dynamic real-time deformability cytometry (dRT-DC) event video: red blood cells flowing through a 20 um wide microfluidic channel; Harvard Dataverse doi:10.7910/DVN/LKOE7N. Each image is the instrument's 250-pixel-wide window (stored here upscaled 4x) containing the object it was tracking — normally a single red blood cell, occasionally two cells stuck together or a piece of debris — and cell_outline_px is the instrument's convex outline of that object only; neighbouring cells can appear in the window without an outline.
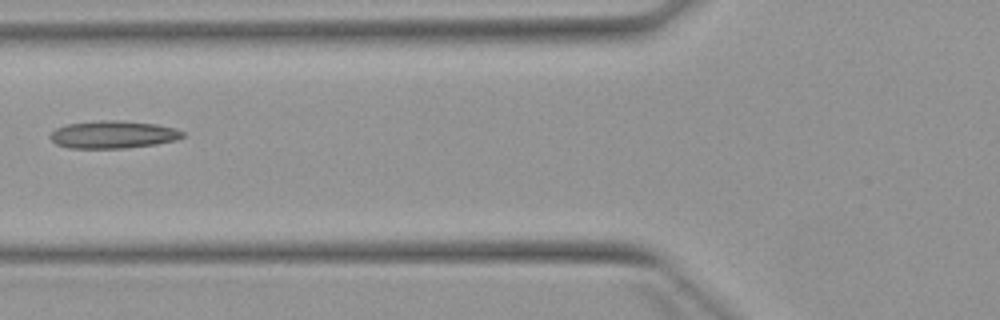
{"species": "Egyptian fruit bat (a non-hibernating species)", "species_latin": "Rousettus aegyptiacus", "temperature_condition": "warm", "stored_images_in_passage": 2, "camera_frame_rate_fps": 3000, "um_per_image_px": 0.085, "animal": {"sex": "female"}, "frame": {"image": 1, "passage_image": 2, "time_ms": 1.0, "image_size_px": [1000, 320], "cell_outline_px": [[184, 136], [176, 140], [156, 144], [124, 148], [68, 148], [56, 144], [48, 136], [56, 128], [68, 124], [96, 120], [120, 120], [156, 124], [176, 128], [184, 132]], "centroid_in_image_um": [9.61, 11.43], "position_along_channel_um": 116.2, "area_um2": 21.39}}